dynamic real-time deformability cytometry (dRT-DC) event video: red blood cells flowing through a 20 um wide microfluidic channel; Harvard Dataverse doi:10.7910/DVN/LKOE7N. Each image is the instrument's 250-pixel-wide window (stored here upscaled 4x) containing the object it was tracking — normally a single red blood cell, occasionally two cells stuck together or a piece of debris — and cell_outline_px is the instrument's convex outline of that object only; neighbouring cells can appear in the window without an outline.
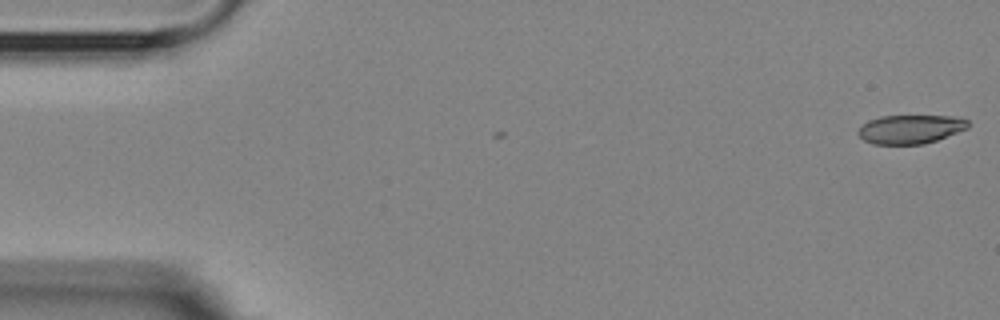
{"species": "Egyptian fruit bat (a non-hibernating species)", "species_latin": "Rousettus aegyptiacus", "temperature_condition": "room temperature", "stored_images_in_passage": 7, "camera_frame_rate_fps": 3000, "um_per_image_px": 0.085, "animal": {"sex": "female"}, "frame": {"image": 1, "passage_image": 1, "time_ms": 0.0, "image_size_px": [1000, 320], "cell_outline_px": [[972, 124], [968, 128], [936, 140], [924, 144], [872, 144], [864, 140], [856, 132], [868, 120], [880, 116], [952, 116], [968, 120]], "centroid_in_image_um": [77.39, 10.98], "position_along_channel_um": 7.6, "area_um2": 18.44}}
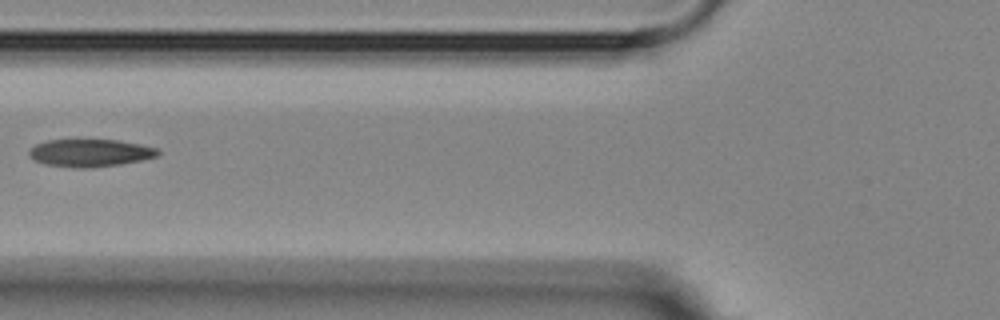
{"frame": {"image": 2, "passage_image": 6, "time_ms": 6.667, "image_size_px": [1000, 320], "cell_outline_px": [[160, 152], [156, 156], [144, 160], [120, 164], [92, 168], [72, 168], [44, 164], [28, 156], [28, 152], [36, 144], [48, 140], [116, 140], [156, 148]], "centroid_in_image_um": [7.63, 13.01], "position_along_channel_um": 118.2, "area_um2": 20.58}}
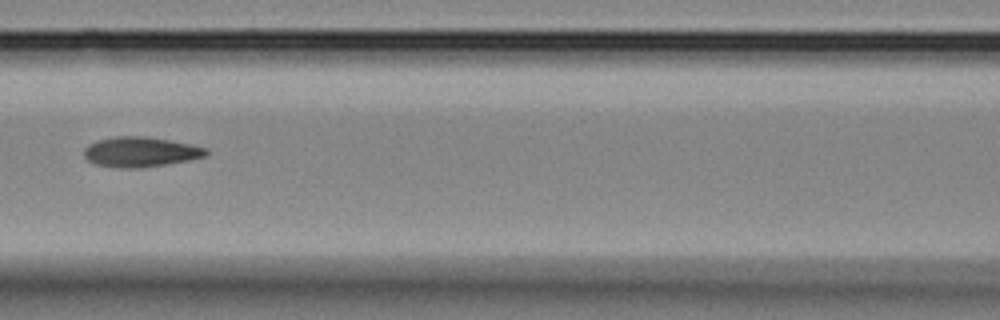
{"frame": {"image": 3, "passage_image": 7, "time_ms": 7.667, "image_size_px": [1000, 320], "cell_outline_px": [[208, 152], [204, 156], [188, 160], [140, 168], [120, 168], [96, 164], [88, 160], [84, 156], [84, 148], [88, 144], [96, 140], [116, 136], [144, 136], [172, 140], [208, 148]], "centroid_in_image_um": [11.92, 12.9], "position_along_channel_um": 154.7, "area_um2": 21.33}}